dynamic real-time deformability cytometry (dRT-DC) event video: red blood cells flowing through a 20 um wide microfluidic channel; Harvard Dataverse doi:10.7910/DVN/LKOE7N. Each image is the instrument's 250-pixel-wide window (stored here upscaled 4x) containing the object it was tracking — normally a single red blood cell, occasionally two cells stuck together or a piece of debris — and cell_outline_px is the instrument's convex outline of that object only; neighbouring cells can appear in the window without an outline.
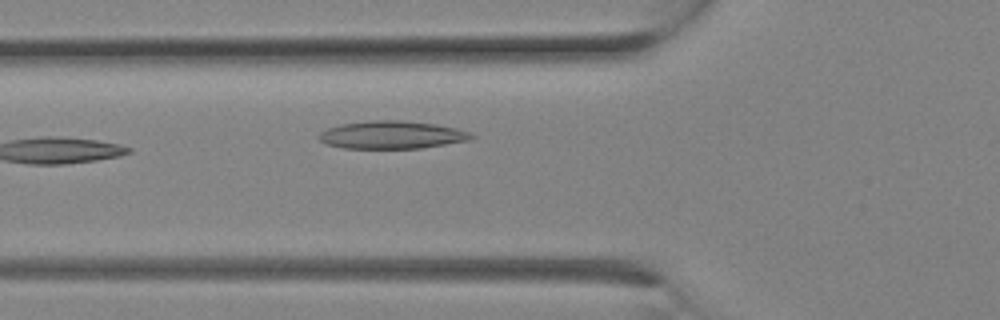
{"species": "Egyptian fruit bat (a non-hibernating species)", "species_latin": "Rousettus aegyptiacus", "temperature_condition": "room temperature", "stored_images_in_passage": 10, "camera_frame_rate_fps": 3000, "um_per_image_px": 0.085, "animal": {"sex": "female"}, "frame": {"image": 1, "passage_image": 10, "time_ms": 3.0, "image_size_px": [1000, 320], "cell_outline_px": [[476, 136], [468, 140], [420, 148], [344, 148], [328, 144], [320, 140], [320, 132], [328, 128], [340, 124], [372, 120], [400, 120], [436, 124], [468, 132]], "centroid_in_image_um": [33.28, 11.46], "position_along_channel_um": 92.5, "area_um2": 24.28}}